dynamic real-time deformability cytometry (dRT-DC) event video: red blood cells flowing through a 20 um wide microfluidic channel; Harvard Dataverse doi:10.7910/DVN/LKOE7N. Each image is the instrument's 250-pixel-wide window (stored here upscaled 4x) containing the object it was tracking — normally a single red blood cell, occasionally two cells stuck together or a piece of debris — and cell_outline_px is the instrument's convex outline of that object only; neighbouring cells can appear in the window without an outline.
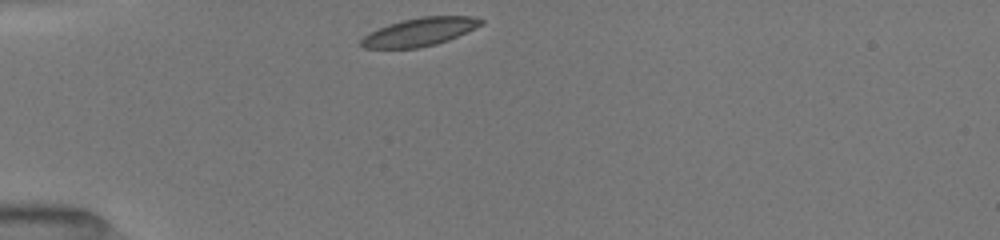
{"species": "common noctule bat (a hibernating species)", "species_latin": "Nyctalus noctula", "temperature_condition": "room temperature", "stored_images_in_passage": 32, "camera_frame_rate_fps": 3000, "um_per_image_px": 0.085, "animal": {"sex": "female", "body_mass_g": 19.5, "forearm_length_mm": 54.1}, "frame": {"image": 1, "passage_image": 1, "time_ms": 0.0, "image_size_px": [1000, 240], "cell_outline_px": [[484, 24], [448, 40], [436, 44], [416, 48], [364, 48], [360, 44], [360, 40], [364, 36], [376, 28], [388, 24], [404, 20], [424, 16], [476, 16], [484, 20]], "centroid_in_image_um": [35.68, 2.7], "position_along_channel_um": 49.3, "area_um2": 19.65}}
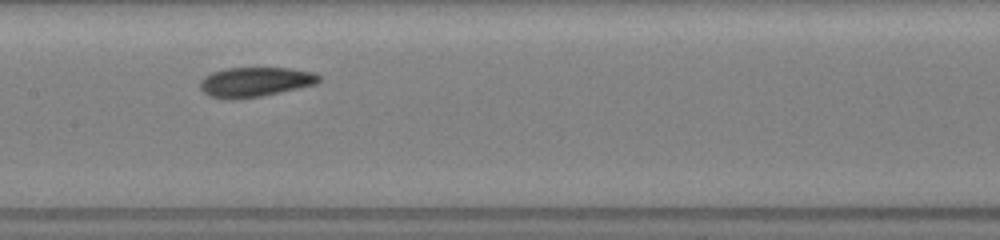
{"frame": {"image": 2, "passage_image": 13, "time_ms": 4.0, "image_size_px": [1000, 240], "cell_outline_px": [[320, 80], [316, 84], [280, 92], [260, 96], [228, 100], [208, 96], [200, 88], [200, 80], [204, 76], [212, 72], [228, 68], [292, 68], [312, 72], [320, 76]], "centroid_in_image_um": [21.65, 6.97], "position_along_channel_um": 185.7, "area_um2": 20.52}}
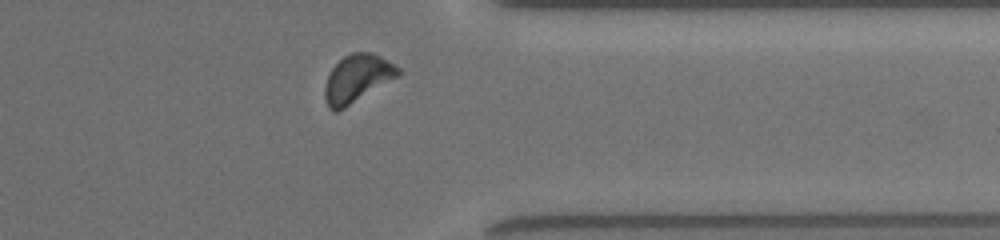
{"frame": {"image": 3, "passage_image": 28, "time_ms": 9.0, "image_size_px": [1000, 240], "cell_outline_px": [[400, 76], [344, 108], [336, 112], [332, 112], [328, 108], [324, 96], [324, 88], [328, 76], [332, 68], [344, 56], [352, 52], [372, 52], [388, 60], [400, 68]], "centroid_in_image_um": [30.37, 6.68], "position_along_channel_um": 381.0, "area_um2": 20.46}, "authors_computed_cell_mechanics": {"area_um2": 20.2878, "velocity_mm_per_s": 3.9937, "shape_relaxation_time_tau1_ms": 3.0224, "shape_relaxation_time_tau2_ms": 4.9761, "deformation_change_tau1": 0.1046, "deformation_change_tau2": 0.1262}}